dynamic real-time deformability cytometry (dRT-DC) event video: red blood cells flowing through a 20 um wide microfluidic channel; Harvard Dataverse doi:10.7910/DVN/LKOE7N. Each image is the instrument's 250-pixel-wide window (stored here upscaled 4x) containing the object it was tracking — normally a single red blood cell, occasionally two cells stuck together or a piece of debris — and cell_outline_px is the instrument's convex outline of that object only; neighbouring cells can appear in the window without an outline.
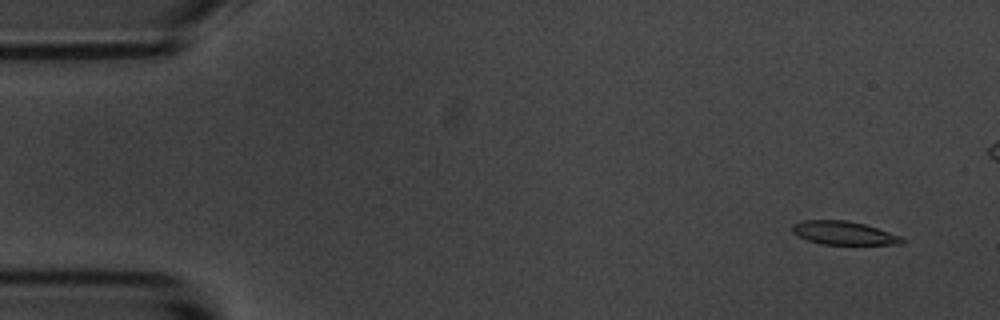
{"species": "common noctule bat (a hibernating species)", "species_latin": "Nyctalus noctula", "temperature_condition": "room temperature", "stored_images_in_passage": 9, "camera_frame_rate_fps": 3000, "um_per_image_px": 0.085, "animal": {"sex": "male", "body_mass_g": 20.1, "forearm_length_mm": 53.5}, "frame": {"image": 1, "passage_image": 2, "time_ms": 1.0, "image_size_px": [1000, 320], "cell_outline_px": [[908, 240], [900, 244], [820, 244], [808, 240], [792, 232], [792, 224], [804, 220], [848, 220], [864, 224], [900, 236]], "centroid_in_image_um": [71.71, 19.8], "position_along_channel_um": 13.3, "area_um2": 14.85}}
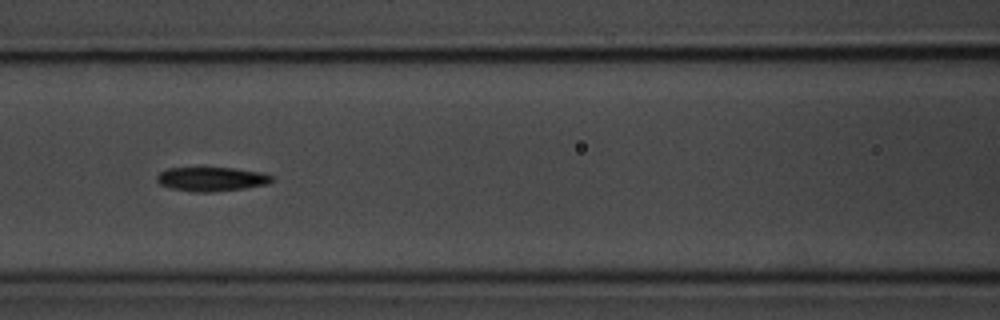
{"frame": {"image": 2, "passage_image": 8, "time_ms": 8.0, "image_size_px": [1000, 320], "cell_outline_px": [[272, 180], [268, 184], [244, 188], [212, 192], [196, 192], [168, 188], [160, 184], [156, 180], [156, 176], [160, 172], [168, 168], [236, 168], [260, 172], [272, 176]], "centroid_in_image_um": [17.94, 15.22], "position_along_channel_um": 148.7, "area_um2": 16.13}}
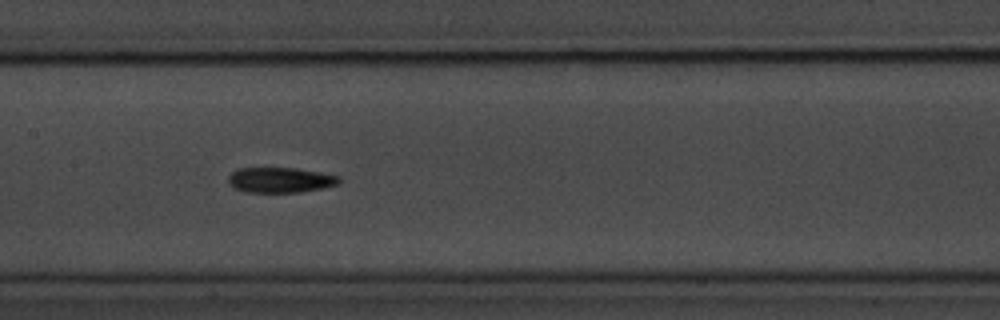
{"frame": {"image": 3, "passage_image": 9, "time_ms": 9.0, "image_size_px": [1000, 320], "cell_outline_px": [[340, 184], [324, 188], [300, 192], [244, 192], [232, 188], [228, 184], [228, 176], [236, 168], [296, 168], [320, 172], [340, 176]], "centroid_in_image_um": [23.8, 15.3], "position_along_channel_um": 183.6, "area_um2": 16.59}}